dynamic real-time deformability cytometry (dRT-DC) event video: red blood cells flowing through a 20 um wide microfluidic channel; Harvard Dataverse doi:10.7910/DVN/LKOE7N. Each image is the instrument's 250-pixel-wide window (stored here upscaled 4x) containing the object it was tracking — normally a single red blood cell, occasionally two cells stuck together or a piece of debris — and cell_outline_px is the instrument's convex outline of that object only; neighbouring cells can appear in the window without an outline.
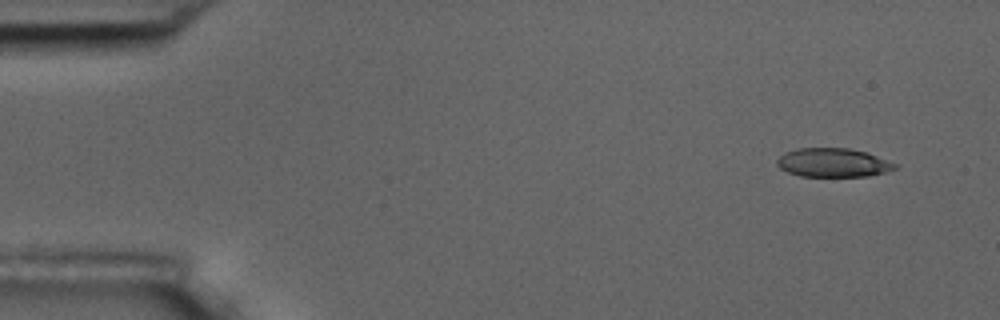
{"species": "common noctule bat (a hibernating species)", "species_latin": "Nyctalus noctula", "temperature_condition": "room temperature", "stored_images_in_passage": 5, "camera_frame_rate_fps": 3000, "um_per_image_px": 0.085, "animal": {"sex": "male", "body_mass_g": 17.5, "forearm_length_mm": 52.3}, "frame": {"image": 1, "passage_image": 1, "time_ms": 0.0, "image_size_px": [1000, 320], "cell_outline_px": [[900, 164], [896, 168], [884, 172], [868, 176], [800, 176], [788, 172], [780, 168], [776, 164], [776, 160], [784, 152], [796, 148], [848, 148], [868, 152]], "centroid_in_image_um": [70.83, 13.81], "position_along_channel_um": 14.2, "area_um2": 20.0}}
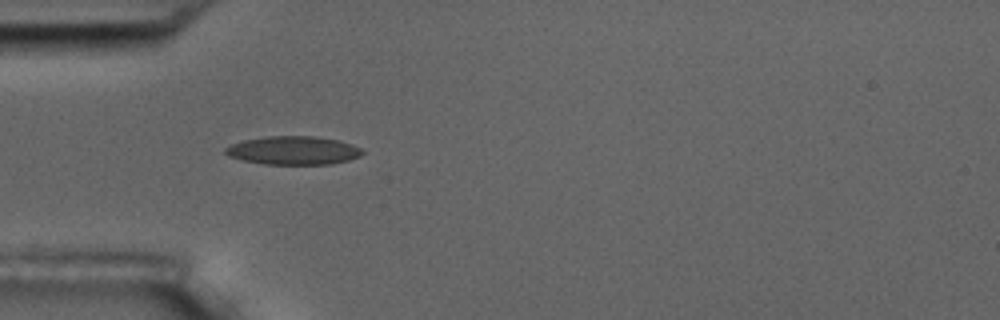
{"frame": {"image": 2, "passage_image": 5, "time_ms": 4.333, "image_size_px": [1000, 320], "cell_outline_px": [[364, 152], [360, 156], [348, 160], [332, 164], [264, 164], [244, 160], [228, 156], [224, 152], [224, 148], [232, 144], [244, 140], [268, 136], [312, 136], [336, 140], [352, 144], [360, 148]], "centroid_in_image_um": [24.92, 12.79], "position_along_channel_um": 60.1, "area_um2": 22.54}}